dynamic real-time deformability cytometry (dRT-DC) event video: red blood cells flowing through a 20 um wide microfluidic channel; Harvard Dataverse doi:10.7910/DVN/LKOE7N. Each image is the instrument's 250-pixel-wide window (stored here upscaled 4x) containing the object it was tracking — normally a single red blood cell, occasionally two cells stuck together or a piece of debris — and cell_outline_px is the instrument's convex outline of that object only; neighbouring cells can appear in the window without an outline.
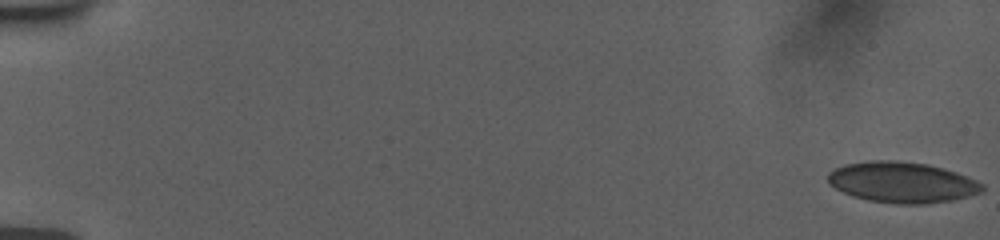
{"species": "human", "species_latin": "Homo sapiens", "temperature_condition": "room temperature", "stored_images_in_passage": 2, "camera_frame_rate_fps": 3000, "um_per_image_px": 0.085, "donor": {"sex": "female"}, "frame": {"image": 1, "passage_image": 1, "time_ms": 0.0, "image_size_px": [1000, 240], "cell_outline_px": [[984, 188], [980, 192], [968, 196], [952, 200], [920, 204], [896, 204], [868, 200], [852, 196], [836, 188], [828, 180], [828, 176], [836, 168], [848, 164], [872, 160], [888, 160], [924, 164], [940, 168], [964, 176], [984, 184]], "centroid_in_image_um": [76.67, 15.51], "position_along_channel_um": 8.3, "area_um2": 35.78}}